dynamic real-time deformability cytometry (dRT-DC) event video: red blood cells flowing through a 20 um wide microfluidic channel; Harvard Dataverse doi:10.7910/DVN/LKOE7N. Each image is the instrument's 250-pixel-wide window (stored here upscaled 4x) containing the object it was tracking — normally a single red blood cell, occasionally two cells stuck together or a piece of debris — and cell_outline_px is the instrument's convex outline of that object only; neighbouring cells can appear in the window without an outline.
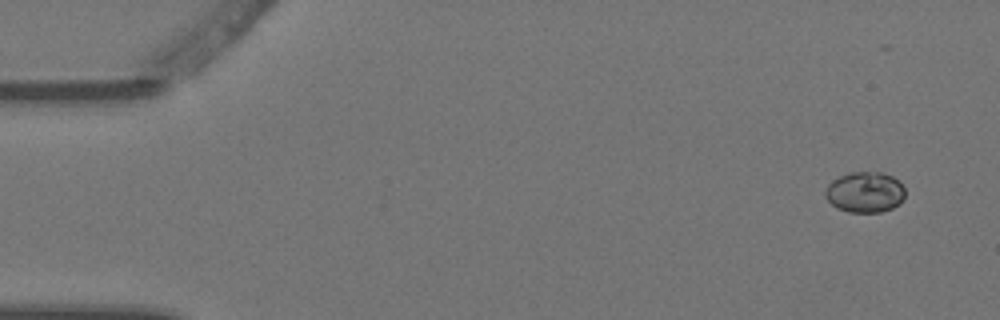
{"species": "Egyptian fruit bat (a non-hibernating species)", "species_latin": "Rousettus aegyptiacus", "temperature_condition": "warm", "stored_images_in_passage": 4, "camera_frame_rate_fps": 3000, "um_per_image_px": 0.085, "animal": {"sex": "female"}, "frame": {"image": 1, "passage_image": 1, "time_ms": 0.0, "image_size_px": [1000, 320], "cell_outline_px": [[904, 200], [900, 204], [892, 208], [880, 212], [848, 212], [836, 208], [824, 196], [824, 192], [828, 184], [832, 180], [840, 176], [852, 172], [884, 172], [900, 180], [904, 188]], "centroid_in_image_um": [73.54, 16.33], "position_along_channel_um": 11.5, "area_um2": 19.19}}
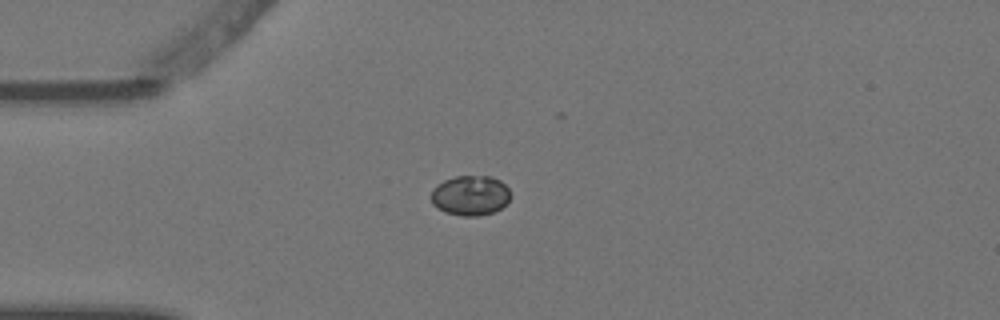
{"frame": {"image": 2, "passage_image": 4, "time_ms": 1.0, "image_size_px": [1000, 320], "cell_outline_px": [[512, 196], [500, 208], [492, 212], [476, 216], [464, 216], [444, 212], [436, 208], [432, 204], [432, 188], [436, 184], [444, 180], [456, 176], [492, 176], [500, 180], [508, 188]], "centroid_in_image_um": [39.96, 16.6], "position_along_channel_um": 45.0, "area_um2": 18.55}}